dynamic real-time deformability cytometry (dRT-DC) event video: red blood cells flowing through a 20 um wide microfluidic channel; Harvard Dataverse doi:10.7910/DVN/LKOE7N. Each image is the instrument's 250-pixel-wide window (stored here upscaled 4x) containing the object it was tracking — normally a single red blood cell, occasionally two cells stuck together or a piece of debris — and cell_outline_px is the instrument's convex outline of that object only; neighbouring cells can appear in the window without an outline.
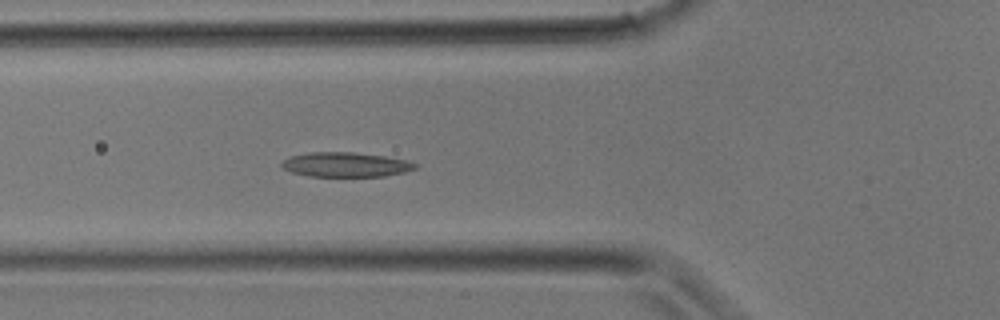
{"species": "common noctule bat (a hibernating species)", "species_latin": "Nyctalus noctula", "temperature_condition": "room temperature", "stored_images_in_passage": 30, "camera_frame_rate_fps": 3000, "um_per_image_px": 0.085, "animal": {"sex": "male", "body_mass_g": 17.9}, "frame": {"image": 1, "passage_image": 8, "time_ms": 2.333, "image_size_px": [1000, 320], "cell_outline_px": [[420, 164], [416, 168], [404, 172], [384, 176], [308, 176], [292, 172], [284, 168], [280, 164], [284, 160], [292, 156], [312, 152], [352, 152], [384, 156], [404, 160]], "centroid_in_image_um": [29.4, 13.99], "position_along_channel_um": 96.4, "area_um2": 18.9}}
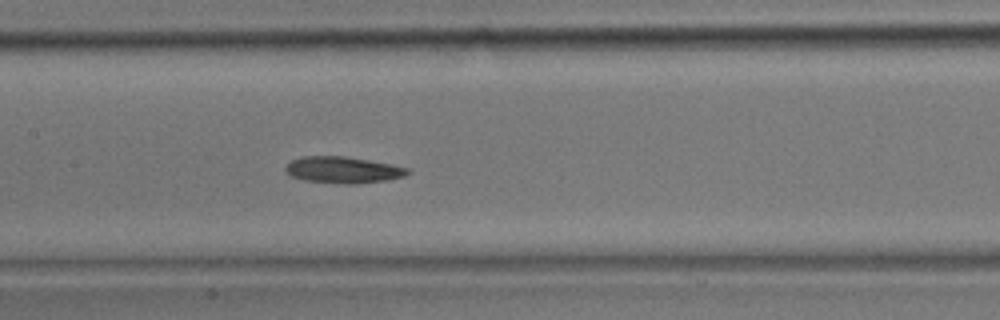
{"frame": {"image": 2, "passage_image": 12, "time_ms": 3.667, "image_size_px": [1000, 320], "cell_outline_px": [[412, 172], [404, 176], [388, 180], [356, 184], [344, 184], [304, 180], [292, 176], [284, 168], [292, 160], [300, 156], [344, 156], [392, 164], [408, 168]], "centroid_in_image_um": [29.19, 14.44], "position_along_channel_um": 178.2, "area_um2": 18.84}}
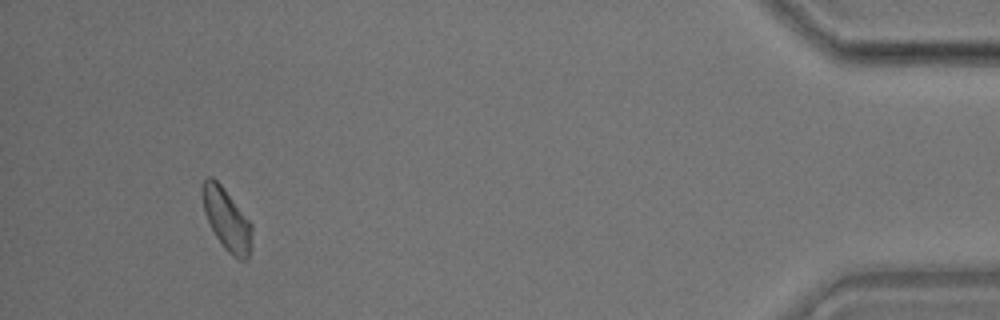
{"frame": {"image": 3, "passage_image": 27, "time_ms": 8.667, "image_size_px": [1000, 320], "cell_outline_px": [[252, 248], [248, 260], [240, 260], [232, 256], [224, 248], [216, 236], [204, 212], [200, 188], [204, 180], [208, 176], [212, 176], [224, 188], [252, 224]], "centroid_in_image_um": [19.28, 18.66], "position_along_channel_um": 415.9, "area_um2": 18.03}}